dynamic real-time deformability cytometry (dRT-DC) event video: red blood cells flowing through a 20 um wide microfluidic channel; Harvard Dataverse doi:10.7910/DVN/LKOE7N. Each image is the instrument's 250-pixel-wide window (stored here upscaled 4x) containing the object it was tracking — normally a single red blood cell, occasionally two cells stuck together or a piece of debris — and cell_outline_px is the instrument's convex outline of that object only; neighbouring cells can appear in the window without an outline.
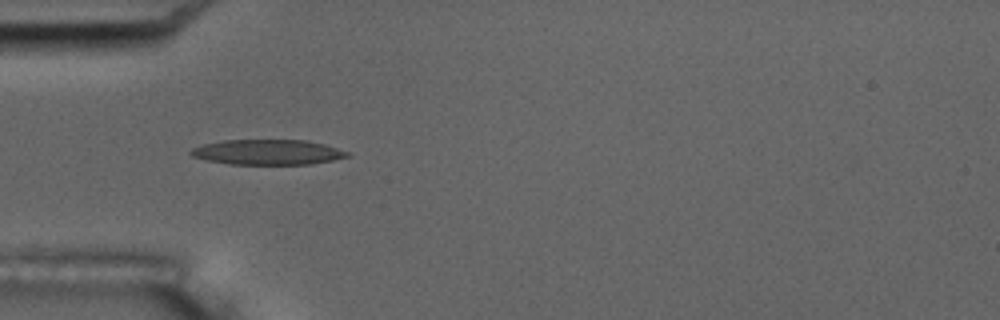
{"species": "common noctule bat (a hibernating species)", "species_latin": "Nyctalus noctula", "temperature_condition": "room temperature", "stored_images_in_passage": 16, "camera_frame_rate_fps": 3000, "um_per_image_px": 0.085, "animal": {"sex": "male", "body_mass_g": 17.5, "forearm_length_mm": 52.3}, "frame": {"image": 1, "passage_image": 5, "time_ms": 4.667, "image_size_px": [1000, 320], "cell_outline_px": [[352, 156], [332, 160], [308, 164], [228, 164], [204, 160], [192, 156], [188, 152], [192, 148], [204, 144], [224, 140], [304, 140], [324, 144], [352, 152]], "centroid_in_image_um": [22.76, 12.93], "position_along_channel_um": 62.2, "area_um2": 23.06}, "authors_computed_cell_mechanics": {"area_um2": 22.3397, "velocity_mm_per_s": 3.536, "shape_relaxation_time_tau1_ms": 6.6735, "shape_relaxation_time_tau2_ms": 4.6874, "deformation_change_tau1": 0.1894, "deformation_change_tau2": 0.1506}}